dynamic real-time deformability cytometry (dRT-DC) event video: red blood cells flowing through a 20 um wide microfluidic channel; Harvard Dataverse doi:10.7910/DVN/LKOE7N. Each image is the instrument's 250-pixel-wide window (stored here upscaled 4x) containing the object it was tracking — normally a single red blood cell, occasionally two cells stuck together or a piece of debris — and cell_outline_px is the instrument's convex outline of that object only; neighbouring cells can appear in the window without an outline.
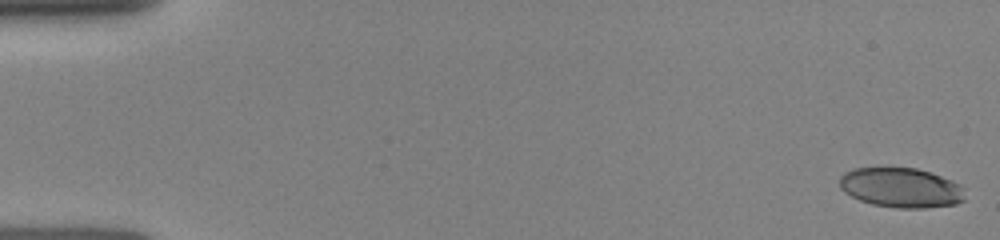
{"species": "human", "species_latin": "Homo sapiens", "temperature_condition": "room temperature", "stored_images_in_passage": 25, "camera_frame_rate_fps": 3000, "um_per_image_px": 0.085, "donor": {"sex": "female"}, "frame": {"image": 1, "passage_image": 1, "time_ms": 0.0, "image_size_px": [1000, 240], "cell_outline_px": [[964, 200], [956, 204], [924, 208], [896, 208], [872, 204], [860, 200], [844, 192], [840, 188], [840, 176], [844, 172], [856, 168], [916, 168], [932, 172], [952, 180], [960, 184], [964, 188]], "centroid_in_image_um": [76.61, 15.95], "position_along_channel_um": 8.4, "area_um2": 29.19}}
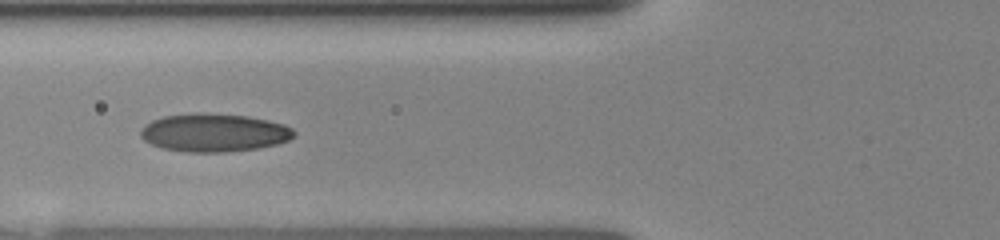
{"frame": {"image": 2, "passage_image": 19, "time_ms": 6.0, "image_size_px": [1000, 240], "cell_outline_px": [[296, 136], [288, 140], [276, 144], [260, 148], [224, 152], [184, 152], [160, 148], [144, 140], [140, 136], [140, 128], [144, 124], [152, 120], [164, 116], [196, 112], [248, 116], [268, 120], [284, 124], [292, 128], [296, 132]], "centroid_in_image_um": [18.18, 11.28], "position_along_channel_um": 107.6, "area_um2": 34.45}}
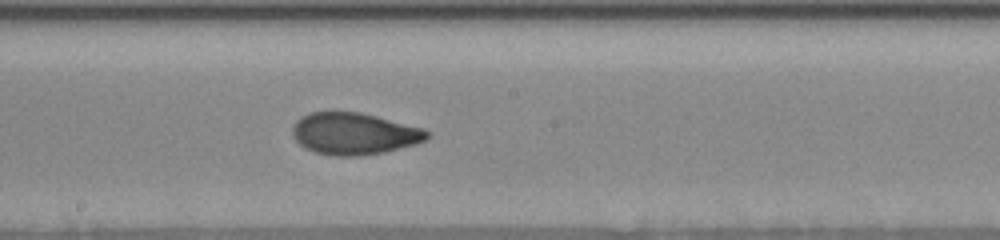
{"frame": {"image": 3, "passage_image": 25, "time_ms": 8.667, "image_size_px": [1000, 240], "cell_outline_px": [[428, 136], [424, 140], [416, 144], [384, 152], [360, 156], [332, 156], [316, 152], [304, 148], [292, 136], [292, 128], [296, 120], [300, 116], [312, 112], [332, 108], [360, 112], [424, 128], [428, 132]], "centroid_in_image_um": [30.04, 11.32], "position_along_channel_um": 218.2, "area_um2": 33.52}}